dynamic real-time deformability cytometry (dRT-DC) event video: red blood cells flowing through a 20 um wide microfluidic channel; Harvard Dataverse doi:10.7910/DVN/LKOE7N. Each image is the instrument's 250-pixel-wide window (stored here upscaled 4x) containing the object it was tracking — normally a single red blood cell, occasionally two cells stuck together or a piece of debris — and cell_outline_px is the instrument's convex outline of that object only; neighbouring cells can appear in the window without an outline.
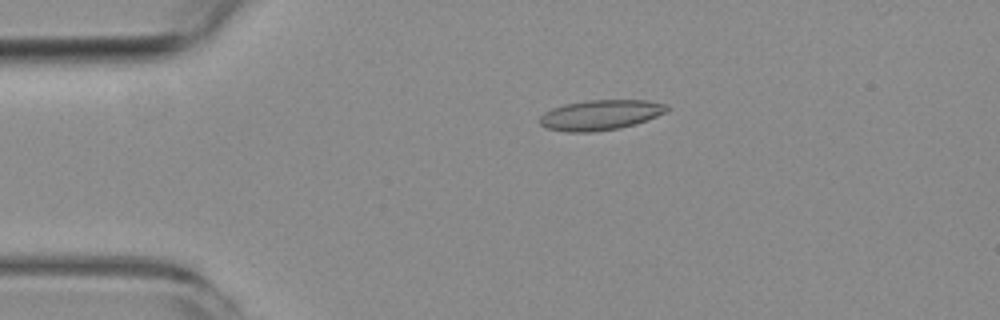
{"species": "common noctule bat (a hibernating species)", "species_latin": "Nyctalus noctula", "temperature_condition": "room temperature", "stored_images_in_passage": 5, "camera_frame_rate_fps": 3000, "um_per_image_px": 0.085, "animal": {"sex": "female", "body_mass_g": 19.3, "forearm_length_mm": 54.1}, "frame": {"image": 1, "passage_image": 2, "time_ms": 1.0, "image_size_px": [1000, 320], "cell_outline_px": [[668, 112], [648, 120], [636, 124], [620, 128], [592, 132], [564, 132], [544, 128], [540, 124], [540, 116], [544, 112], [552, 108], [564, 104], [588, 100], [648, 100], [668, 104]], "centroid_in_image_um": [51.05, 9.77], "position_along_channel_um": 33.9, "area_um2": 22.72}}
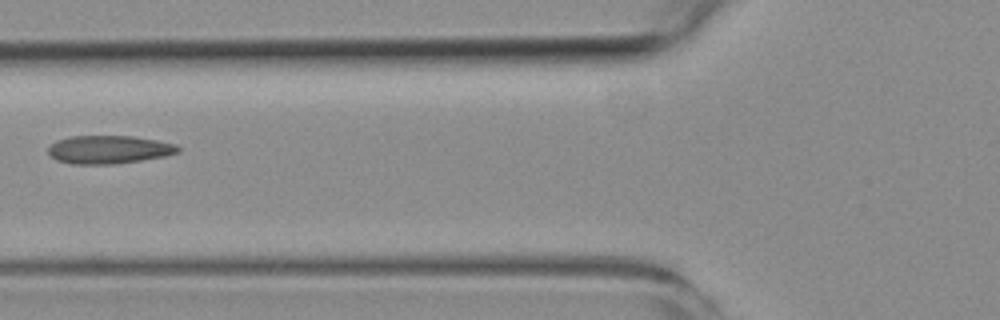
{"frame": {"image": 2, "passage_image": 4, "time_ms": 4.333, "image_size_px": [1000, 320], "cell_outline_px": [[180, 152], [164, 156], [140, 160], [112, 164], [72, 164], [56, 160], [48, 152], [48, 148], [56, 140], [72, 136], [132, 136], [156, 140], [176, 144], [180, 148]], "centroid_in_image_um": [9.25, 12.71], "position_along_channel_um": 116.5, "area_um2": 21.21}}
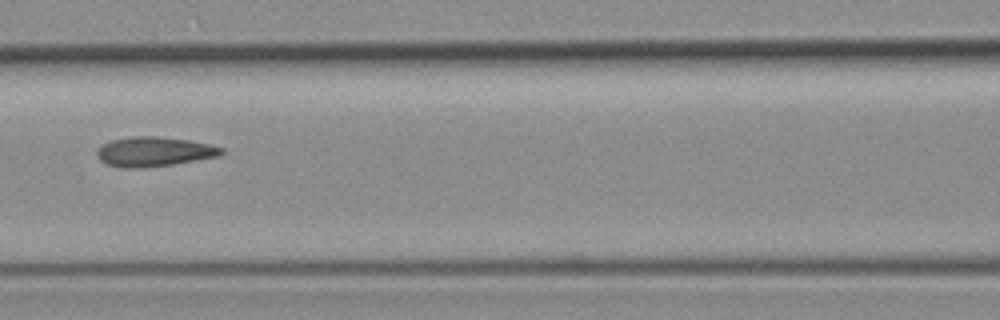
{"frame": {"image": 3, "passage_image": 5, "time_ms": 5.333, "image_size_px": [1000, 320], "cell_outline_px": [[224, 152], [220, 156], [172, 164], [136, 168], [124, 168], [108, 164], [100, 160], [96, 156], [96, 152], [104, 144], [112, 140], [132, 136], [156, 136], [188, 140], [208, 144], [224, 148]], "centroid_in_image_um": [13.11, 12.89], "position_along_channel_um": 153.5, "area_um2": 21.21}}